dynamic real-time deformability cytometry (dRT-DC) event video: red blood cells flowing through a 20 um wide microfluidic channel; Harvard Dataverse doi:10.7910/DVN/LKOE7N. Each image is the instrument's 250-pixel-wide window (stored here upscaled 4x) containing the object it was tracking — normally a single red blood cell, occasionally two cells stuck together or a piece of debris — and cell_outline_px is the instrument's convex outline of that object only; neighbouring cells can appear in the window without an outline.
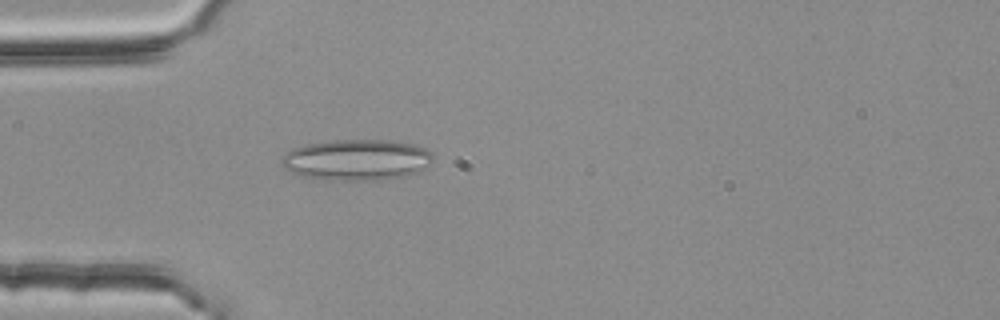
{"species": "common noctule bat (a hibernating species)", "species_latin": "Nyctalus noctula", "temperature_condition": "room temperature", "stored_images_in_passage": 44, "segment_of_instrument_passage": [1, 2], "camera_frame_rate_fps": 3000, "um_per_image_px": 0.085, "animal": {"sex": "female", "body_mass_g": 25.1}, "frame": {"image": 1, "passage_image": 6, "time_ms": 1.667, "image_size_px": [1000, 320], "cell_outline_px": [[432, 160], [420, 172], [408, 176], [388, 180], [324, 180], [300, 176], [288, 172], [284, 168], [280, 160], [280, 156], [284, 152], [292, 148], [304, 144], [332, 140], [392, 140], [416, 144], [432, 152]], "centroid_in_image_um": [30.28, 13.59], "position_along_channel_um": 54.7, "area_um2": 37.11}}